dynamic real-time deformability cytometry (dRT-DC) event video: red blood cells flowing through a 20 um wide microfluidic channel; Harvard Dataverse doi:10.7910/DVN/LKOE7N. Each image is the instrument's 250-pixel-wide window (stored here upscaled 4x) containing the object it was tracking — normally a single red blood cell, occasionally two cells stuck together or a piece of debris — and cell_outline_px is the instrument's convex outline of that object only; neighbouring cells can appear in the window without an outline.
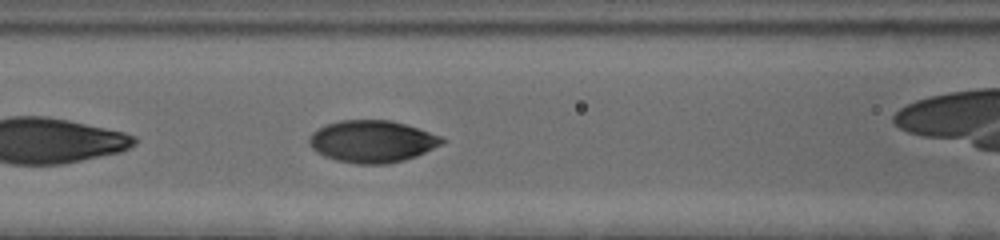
{"species": "human", "species_latin": "Homo sapiens", "temperature_condition": "cold", "stored_images_in_passage": 41, "camera_frame_rate_fps": 3000, "um_per_image_px": 0.085, "donor": {"sex": "female"}, "frame": {"image": 1, "passage_image": 7, "time_ms": 2.0, "image_size_px": [1000, 240], "cell_outline_px": [[448, 140], [416, 156], [404, 160], [388, 164], [356, 164], [336, 160], [324, 156], [316, 152], [308, 144], [308, 136], [312, 132], [328, 124], [340, 120], [392, 120], [440, 136]], "centroid_in_image_um": [31.59, 12.03], "position_along_channel_um": 135.0, "area_um2": 32.43}, "authors_computed_cell_mechanics": {"area_um2": 32.5992, "velocity_mm_per_s": 3.5218, "shape_relaxation_time_tau1_ms": 3.6969, "shape_relaxation_time_tau2_ms": null, "deformation_change_tau1": 0.1633, "deformation_change_tau2": null}}